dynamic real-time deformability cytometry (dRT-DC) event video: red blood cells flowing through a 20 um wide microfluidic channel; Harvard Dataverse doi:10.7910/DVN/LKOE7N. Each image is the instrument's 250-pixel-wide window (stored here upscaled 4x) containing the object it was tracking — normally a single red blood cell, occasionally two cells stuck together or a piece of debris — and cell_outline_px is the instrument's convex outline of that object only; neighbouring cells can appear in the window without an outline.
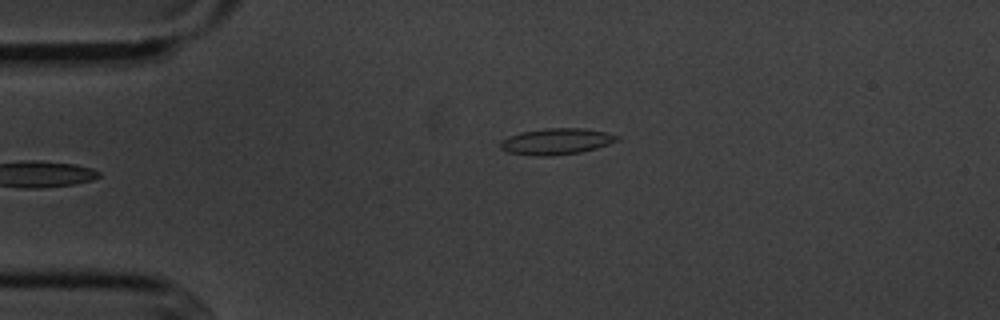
{"species": "common noctule bat (a hibernating species)", "species_latin": "Nyctalus noctula", "temperature_condition": "cold", "stored_images_in_passage": 3, "camera_frame_rate_fps": 3000, "um_per_image_px": 0.085, "animal": {"sex": "male", "body_mass_g": 20.1, "forearm_length_mm": 53.5}, "frame": {"image": 1, "passage_image": 3, "time_ms": 2.333, "image_size_px": [1000, 320], "cell_outline_px": [[620, 140], [596, 148], [580, 152], [552, 156], [536, 156], [508, 152], [500, 148], [500, 140], [508, 136], [520, 132], [544, 128], [584, 128], [604, 132], [620, 136]], "centroid_in_image_um": [47.27, 12.02], "position_along_channel_um": 37.7, "area_um2": 17.92}}